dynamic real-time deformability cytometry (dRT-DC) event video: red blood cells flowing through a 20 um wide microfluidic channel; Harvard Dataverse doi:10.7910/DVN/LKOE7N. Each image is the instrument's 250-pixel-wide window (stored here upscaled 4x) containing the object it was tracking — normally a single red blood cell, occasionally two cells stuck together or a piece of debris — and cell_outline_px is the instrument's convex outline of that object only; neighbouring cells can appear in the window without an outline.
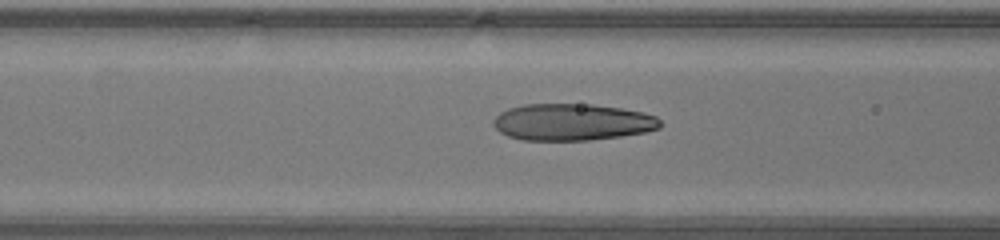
{"species": "human", "species_latin": "Homo sapiens", "temperature_condition": "warm", "stored_images_in_passage": 8, "camera_frame_rate_fps": 3000, "um_per_image_px": 0.085, "donor": {"sex": "male"}, "frame": {"image": 1, "passage_image": 6, "time_ms": 1.667, "image_size_px": [1000, 240], "cell_outline_px": [[660, 128], [644, 132], [620, 136], [588, 140], [524, 140], [508, 136], [500, 132], [492, 124], [492, 120], [500, 112], [508, 108], [524, 104], [592, 104], [620, 108], [644, 112], [656, 116], [660, 120]], "centroid_in_image_um": [48.62, 10.37], "position_along_channel_um": 118.0, "area_um2": 35.78}}